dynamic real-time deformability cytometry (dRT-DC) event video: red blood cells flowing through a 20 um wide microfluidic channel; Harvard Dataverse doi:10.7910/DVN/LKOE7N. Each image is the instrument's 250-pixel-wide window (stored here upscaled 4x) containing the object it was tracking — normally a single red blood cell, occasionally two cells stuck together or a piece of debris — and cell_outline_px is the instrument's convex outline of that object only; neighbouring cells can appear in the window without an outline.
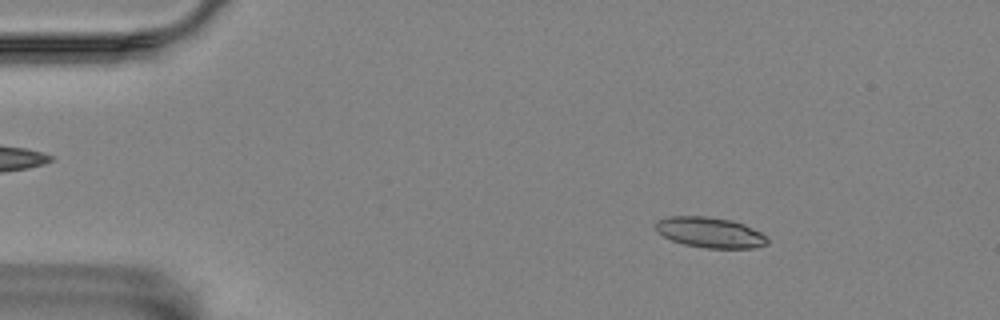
{"species": "Egyptian fruit bat (a non-hibernating species)", "species_latin": "Rousettus aegyptiacus", "temperature_condition": "room temperature", "stored_images_in_passage": 51, "camera_frame_rate_fps": 3000, "um_per_image_px": 0.085, "animal": {"sex": "female"}, "frame": {"image": 1, "passage_image": 3, "time_ms": 0.667, "image_size_px": [1000, 320], "cell_outline_px": [[768, 244], [756, 248], [704, 248], [684, 244], [672, 240], [656, 232], [656, 220], [668, 216], [708, 216], [732, 220], [744, 224], [768, 236]], "centroid_in_image_um": [60.36, 19.75], "position_along_channel_um": 24.6, "area_um2": 20.06}}
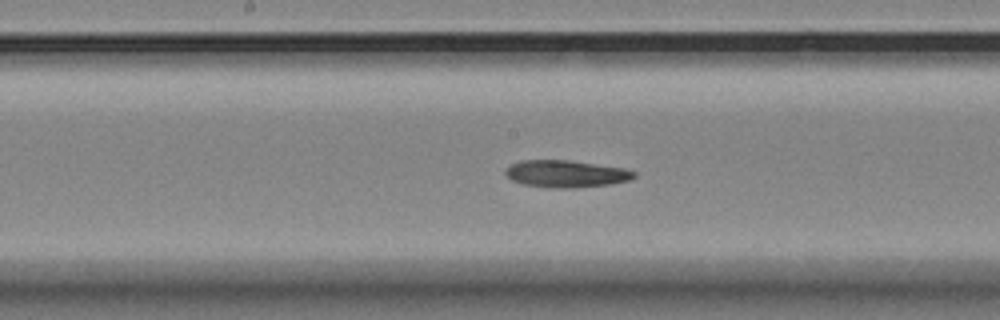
{"frame": {"image": 2, "passage_image": 24, "time_ms": 7.667, "image_size_px": [1000, 320], "cell_outline_px": [[636, 176], [628, 180], [608, 184], [576, 188], [548, 188], [524, 184], [512, 180], [504, 172], [512, 164], [520, 160], [568, 160], [624, 168], [636, 172]], "centroid_in_image_um": [48.11, 14.77], "position_along_channel_um": 200.1, "area_um2": 20.17}}
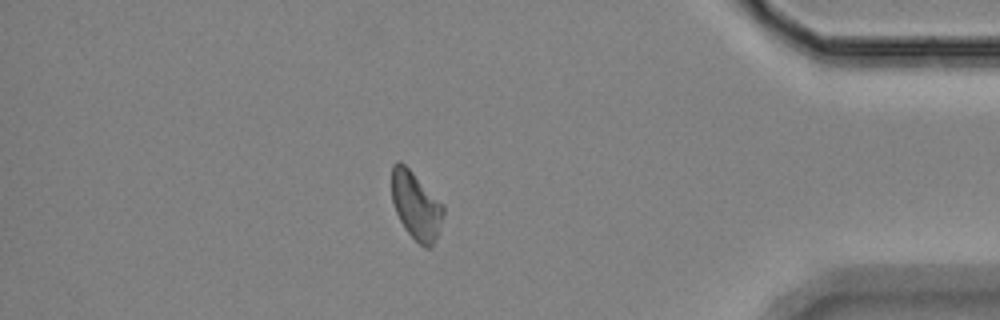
{"frame": {"image": 3, "passage_image": 44, "time_ms": 14.333, "image_size_px": [1000, 320], "cell_outline_px": [[444, 212], [432, 248], [424, 248], [404, 228], [396, 212], [392, 200], [392, 164], [396, 160], [400, 160], [444, 204]], "centroid_in_image_um": [35.35, 17.46], "position_along_channel_um": 399.8, "area_um2": 20.17}}